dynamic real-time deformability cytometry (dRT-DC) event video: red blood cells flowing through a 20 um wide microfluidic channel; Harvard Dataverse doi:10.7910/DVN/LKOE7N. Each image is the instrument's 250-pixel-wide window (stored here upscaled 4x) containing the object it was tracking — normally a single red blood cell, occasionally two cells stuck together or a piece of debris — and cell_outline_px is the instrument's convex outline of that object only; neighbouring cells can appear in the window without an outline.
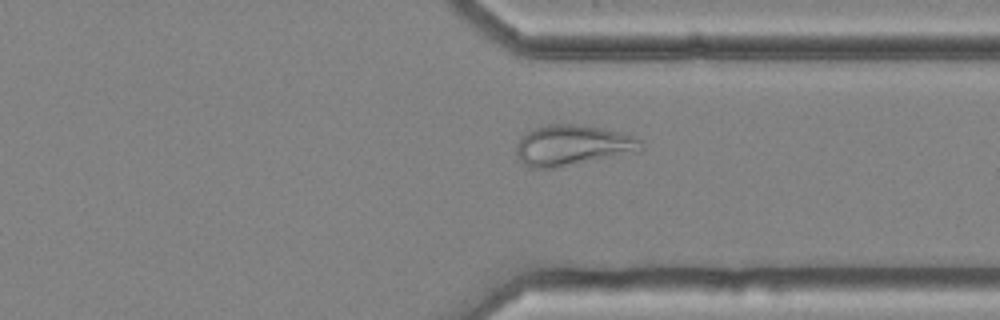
{"species": "common noctule bat (a hibernating species)", "species_latin": "Nyctalus noctula", "temperature_condition": "cold", "stored_images_in_passage": 48, "camera_frame_rate_fps": 3000, "um_per_image_px": 0.085, "animal": {"sex": "female", "body_mass_g": 25.1}, "frame": {"image": 1, "passage_image": 35, "time_ms": 11.333, "image_size_px": [1000, 320], "cell_outline_px": [[644, 148], [640, 152], [552, 168], [532, 168], [524, 164], [516, 156], [516, 144], [520, 136], [532, 128], [544, 124], [576, 124], [604, 128], [620, 132], [632, 136], [640, 140]], "centroid_in_image_um": [48.64, 12.34], "position_along_channel_um": 362.8, "area_um2": 29.82}}
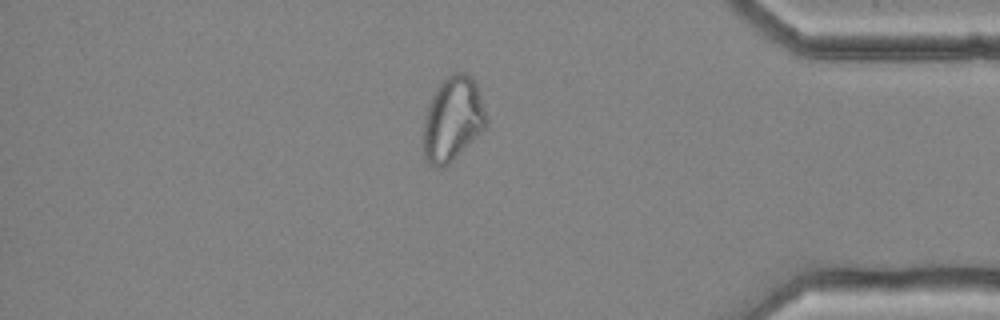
{"frame": {"image": 2, "passage_image": 40, "time_ms": 13.0, "image_size_px": [1000, 320], "cell_outline_px": [[488, 124], [444, 168], [436, 168], [424, 156], [424, 120], [428, 104], [436, 88], [448, 76], [456, 72], [464, 72], [472, 76], [476, 84], [488, 120]], "centroid_in_image_um": [38.48, 10.1], "position_along_channel_um": 396.7, "area_um2": 30.4}}